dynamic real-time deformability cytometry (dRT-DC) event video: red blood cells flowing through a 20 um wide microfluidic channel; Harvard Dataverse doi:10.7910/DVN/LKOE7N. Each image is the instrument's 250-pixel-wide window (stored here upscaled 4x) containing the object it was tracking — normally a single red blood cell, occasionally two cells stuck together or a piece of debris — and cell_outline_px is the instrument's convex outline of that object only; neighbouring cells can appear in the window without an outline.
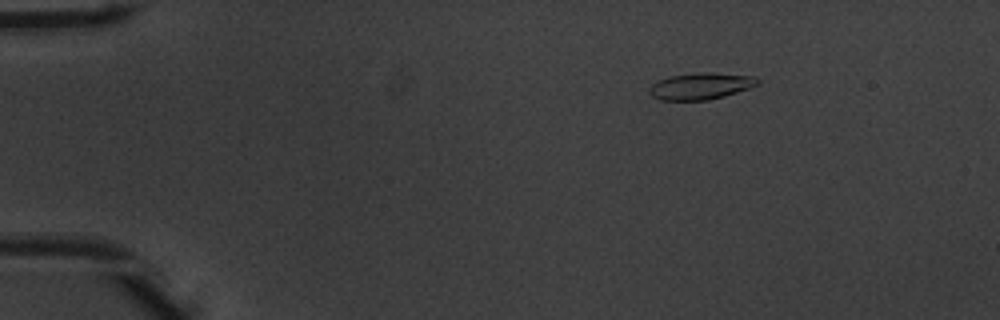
{"species": "common noctule bat (a hibernating species)", "species_latin": "Nyctalus noctula", "temperature_condition": "warm", "stored_images_in_passage": 45, "camera_frame_rate_fps": 3000, "um_per_image_px": 0.085, "animal": {"sex": "male", "body_mass_g": 20.1, "forearm_length_mm": 53.5}, "frame": {"image": 1, "passage_image": 1, "time_ms": 0.0, "image_size_px": [1000, 320], "cell_outline_px": [[760, 84], [724, 96], [708, 100], [660, 100], [652, 96], [648, 92], [648, 88], [652, 84], [668, 76], [696, 72], [708, 72], [756, 76], [760, 80]], "centroid_in_image_um": [59.56, 7.31], "position_along_channel_um": 25.4, "area_um2": 16.94}}
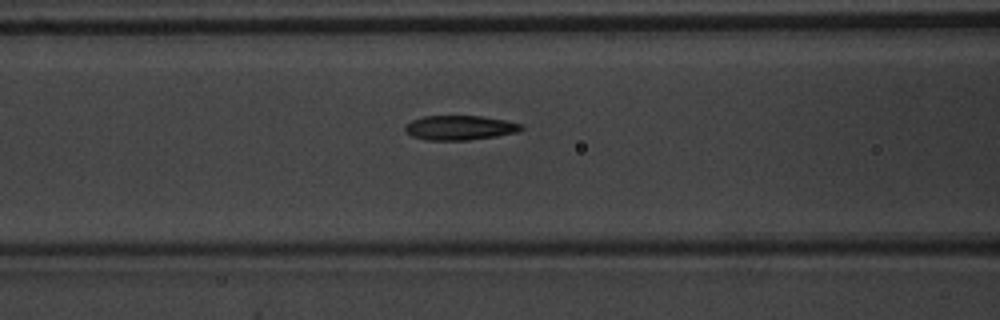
{"frame": {"image": 2, "passage_image": 15, "time_ms": 4.667, "image_size_px": [1000, 320], "cell_outline_px": [[524, 128], [520, 132], [496, 136], [468, 140], [424, 140], [412, 136], [404, 132], [404, 128], [412, 120], [424, 116], [480, 116], [504, 120], [524, 124]], "centroid_in_image_um": [39.1, 10.86], "position_along_channel_um": 127.5, "area_um2": 16.7}}
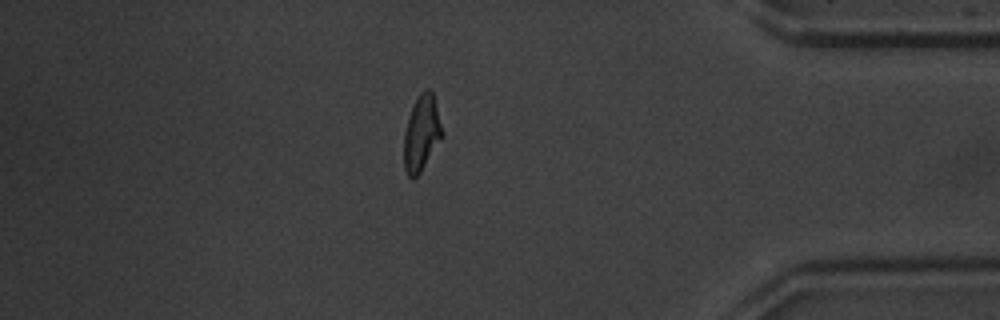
{"frame": {"image": 3, "passage_image": 38, "time_ms": 12.333, "image_size_px": [1000, 320], "cell_outline_px": [[444, 136], [420, 172], [412, 180], [408, 176], [404, 168], [404, 132], [408, 116], [412, 104], [420, 92], [424, 88], [428, 88], [432, 92], [444, 132]], "centroid_in_image_um": [35.83, 11.3], "position_along_channel_um": 399.4, "area_um2": 17.11}, "authors_computed_cell_mechanics": {"area_um2": 16.9932, "velocity_mm_per_s": 3.9281, "shape_relaxation_time_tau1_ms": 3.5015, "shape_relaxation_time_tau2_ms": 1.2913, "deformation_change_tau1": 0.1688, "deformation_change_tau2": 0.0761}}